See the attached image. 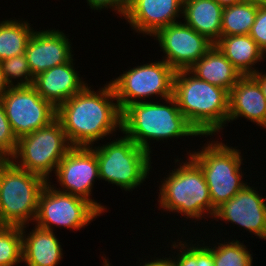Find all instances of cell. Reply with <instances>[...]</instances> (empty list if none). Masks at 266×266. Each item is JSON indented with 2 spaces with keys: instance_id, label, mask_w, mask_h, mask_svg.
Masks as SVG:
<instances>
[{
  "instance_id": "obj_1",
  "label": "cell",
  "mask_w": 266,
  "mask_h": 266,
  "mask_svg": "<svg viewBox=\"0 0 266 266\" xmlns=\"http://www.w3.org/2000/svg\"><path fill=\"white\" fill-rule=\"evenodd\" d=\"M91 89L87 84L56 108V118L72 147H92L117 128L122 131V111L111 83L97 92Z\"/></svg>"
},
{
  "instance_id": "obj_2",
  "label": "cell",
  "mask_w": 266,
  "mask_h": 266,
  "mask_svg": "<svg viewBox=\"0 0 266 266\" xmlns=\"http://www.w3.org/2000/svg\"><path fill=\"white\" fill-rule=\"evenodd\" d=\"M173 97L179 110L201 136L216 135L226 126L229 92L224 88L200 80L188 70H177Z\"/></svg>"
},
{
  "instance_id": "obj_3",
  "label": "cell",
  "mask_w": 266,
  "mask_h": 266,
  "mask_svg": "<svg viewBox=\"0 0 266 266\" xmlns=\"http://www.w3.org/2000/svg\"><path fill=\"white\" fill-rule=\"evenodd\" d=\"M164 101L163 104L151 100L134 103L122 112L121 132L149 154L152 152L149 140L201 137L179 110L173 96Z\"/></svg>"
},
{
  "instance_id": "obj_4",
  "label": "cell",
  "mask_w": 266,
  "mask_h": 266,
  "mask_svg": "<svg viewBox=\"0 0 266 266\" xmlns=\"http://www.w3.org/2000/svg\"><path fill=\"white\" fill-rule=\"evenodd\" d=\"M186 162H180L179 167L170 170L167 178L159 187L158 202L163 211L180 213L186 218L201 220L203 216L212 218L215 209L212 207L209 188L201 168L187 156ZM212 216V217H211Z\"/></svg>"
},
{
  "instance_id": "obj_5",
  "label": "cell",
  "mask_w": 266,
  "mask_h": 266,
  "mask_svg": "<svg viewBox=\"0 0 266 266\" xmlns=\"http://www.w3.org/2000/svg\"><path fill=\"white\" fill-rule=\"evenodd\" d=\"M236 148L213 140L207 142L198 152L187 151V155L204 174L214 209L230 200L248 184L242 180L241 165L244 164V157Z\"/></svg>"
},
{
  "instance_id": "obj_6",
  "label": "cell",
  "mask_w": 266,
  "mask_h": 266,
  "mask_svg": "<svg viewBox=\"0 0 266 266\" xmlns=\"http://www.w3.org/2000/svg\"><path fill=\"white\" fill-rule=\"evenodd\" d=\"M47 183L9 159L0 171V225L22 227L34 222L39 196Z\"/></svg>"
},
{
  "instance_id": "obj_7",
  "label": "cell",
  "mask_w": 266,
  "mask_h": 266,
  "mask_svg": "<svg viewBox=\"0 0 266 266\" xmlns=\"http://www.w3.org/2000/svg\"><path fill=\"white\" fill-rule=\"evenodd\" d=\"M93 149L98 162L99 180L125 191H133L149 178L151 155L125 135Z\"/></svg>"
},
{
  "instance_id": "obj_8",
  "label": "cell",
  "mask_w": 266,
  "mask_h": 266,
  "mask_svg": "<svg viewBox=\"0 0 266 266\" xmlns=\"http://www.w3.org/2000/svg\"><path fill=\"white\" fill-rule=\"evenodd\" d=\"M71 148L61 123L55 118L48 125L20 137L16 152L10 159L18 167L50 181V173L56 172L60 161Z\"/></svg>"
},
{
  "instance_id": "obj_9",
  "label": "cell",
  "mask_w": 266,
  "mask_h": 266,
  "mask_svg": "<svg viewBox=\"0 0 266 266\" xmlns=\"http://www.w3.org/2000/svg\"><path fill=\"white\" fill-rule=\"evenodd\" d=\"M175 72L162 60L135 66L113 78L110 83L120 110L123 112L129 105L144 102L153 95L163 100L172 97Z\"/></svg>"
},
{
  "instance_id": "obj_10",
  "label": "cell",
  "mask_w": 266,
  "mask_h": 266,
  "mask_svg": "<svg viewBox=\"0 0 266 266\" xmlns=\"http://www.w3.org/2000/svg\"><path fill=\"white\" fill-rule=\"evenodd\" d=\"M51 183L48 181L39 196L34 220L37 227L54 231V225L78 231L102 214L88 200L57 191Z\"/></svg>"
},
{
  "instance_id": "obj_11",
  "label": "cell",
  "mask_w": 266,
  "mask_h": 266,
  "mask_svg": "<svg viewBox=\"0 0 266 266\" xmlns=\"http://www.w3.org/2000/svg\"><path fill=\"white\" fill-rule=\"evenodd\" d=\"M12 131L19 139L56 118V108L31 86H13L1 97Z\"/></svg>"
},
{
  "instance_id": "obj_12",
  "label": "cell",
  "mask_w": 266,
  "mask_h": 266,
  "mask_svg": "<svg viewBox=\"0 0 266 266\" xmlns=\"http://www.w3.org/2000/svg\"><path fill=\"white\" fill-rule=\"evenodd\" d=\"M93 147H72L68 151L54 172L62 187L56 190L84 198L103 213L106 206L90 197L95 179L99 180L98 162Z\"/></svg>"
},
{
  "instance_id": "obj_13",
  "label": "cell",
  "mask_w": 266,
  "mask_h": 266,
  "mask_svg": "<svg viewBox=\"0 0 266 266\" xmlns=\"http://www.w3.org/2000/svg\"><path fill=\"white\" fill-rule=\"evenodd\" d=\"M152 37L158 41L160 51L165 55L162 60L175 71L188 70L214 45L181 21L160 28Z\"/></svg>"
},
{
  "instance_id": "obj_14",
  "label": "cell",
  "mask_w": 266,
  "mask_h": 266,
  "mask_svg": "<svg viewBox=\"0 0 266 266\" xmlns=\"http://www.w3.org/2000/svg\"><path fill=\"white\" fill-rule=\"evenodd\" d=\"M247 184L234 197L215 209L214 220L243 227L259 239L266 240V199Z\"/></svg>"
},
{
  "instance_id": "obj_15",
  "label": "cell",
  "mask_w": 266,
  "mask_h": 266,
  "mask_svg": "<svg viewBox=\"0 0 266 266\" xmlns=\"http://www.w3.org/2000/svg\"><path fill=\"white\" fill-rule=\"evenodd\" d=\"M67 37L58 29L36 30L32 33L24 54L34 77L73 59L72 45Z\"/></svg>"
},
{
  "instance_id": "obj_16",
  "label": "cell",
  "mask_w": 266,
  "mask_h": 266,
  "mask_svg": "<svg viewBox=\"0 0 266 266\" xmlns=\"http://www.w3.org/2000/svg\"><path fill=\"white\" fill-rule=\"evenodd\" d=\"M183 4L184 0H130L124 18L134 31L153 36L160 28L179 22Z\"/></svg>"
},
{
  "instance_id": "obj_17",
  "label": "cell",
  "mask_w": 266,
  "mask_h": 266,
  "mask_svg": "<svg viewBox=\"0 0 266 266\" xmlns=\"http://www.w3.org/2000/svg\"><path fill=\"white\" fill-rule=\"evenodd\" d=\"M73 61L74 59L65 64L54 66L36 75L33 79L32 86L35 90L55 108L80 92L87 85L86 81L79 77Z\"/></svg>"
},
{
  "instance_id": "obj_18",
  "label": "cell",
  "mask_w": 266,
  "mask_h": 266,
  "mask_svg": "<svg viewBox=\"0 0 266 266\" xmlns=\"http://www.w3.org/2000/svg\"><path fill=\"white\" fill-rule=\"evenodd\" d=\"M245 117L266 128V99L259 83L251 76H242L229 92L227 122Z\"/></svg>"
},
{
  "instance_id": "obj_19",
  "label": "cell",
  "mask_w": 266,
  "mask_h": 266,
  "mask_svg": "<svg viewBox=\"0 0 266 266\" xmlns=\"http://www.w3.org/2000/svg\"><path fill=\"white\" fill-rule=\"evenodd\" d=\"M26 227L27 225L21 227L22 262L27 266H57L63 258V249L54 231L35 225L27 235Z\"/></svg>"
},
{
  "instance_id": "obj_20",
  "label": "cell",
  "mask_w": 266,
  "mask_h": 266,
  "mask_svg": "<svg viewBox=\"0 0 266 266\" xmlns=\"http://www.w3.org/2000/svg\"><path fill=\"white\" fill-rule=\"evenodd\" d=\"M188 71L200 80L224 88L228 92L242 77L234 65L213 45Z\"/></svg>"
},
{
  "instance_id": "obj_21",
  "label": "cell",
  "mask_w": 266,
  "mask_h": 266,
  "mask_svg": "<svg viewBox=\"0 0 266 266\" xmlns=\"http://www.w3.org/2000/svg\"><path fill=\"white\" fill-rule=\"evenodd\" d=\"M223 7L215 0H184V23L215 44L221 38Z\"/></svg>"
},
{
  "instance_id": "obj_22",
  "label": "cell",
  "mask_w": 266,
  "mask_h": 266,
  "mask_svg": "<svg viewBox=\"0 0 266 266\" xmlns=\"http://www.w3.org/2000/svg\"><path fill=\"white\" fill-rule=\"evenodd\" d=\"M214 45L242 76L258 72L259 70L253 66L261 62L266 55L249 34L221 36Z\"/></svg>"
},
{
  "instance_id": "obj_23",
  "label": "cell",
  "mask_w": 266,
  "mask_h": 266,
  "mask_svg": "<svg viewBox=\"0 0 266 266\" xmlns=\"http://www.w3.org/2000/svg\"><path fill=\"white\" fill-rule=\"evenodd\" d=\"M30 24L19 19L0 22V61L25 53L27 42L35 31Z\"/></svg>"
},
{
  "instance_id": "obj_24",
  "label": "cell",
  "mask_w": 266,
  "mask_h": 266,
  "mask_svg": "<svg viewBox=\"0 0 266 266\" xmlns=\"http://www.w3.org/2000/svg\"><path fill=\"white\" fill-rule=\"evenodd\" d=\"M258 4L253 0L225 7L222 13L221 36L247 35L254 24Z\"/></svg>"
},
{
  "instance_id": "obj_25",
  "label": "cell",
  "mask_w": 266,
  "mask_h": 266,
  "mask_svg": "<svg viewBox=\"0 0 266 266\" xmlns=\"http://www.w3.org/2000/svg\"><path fill=\"white\" fill-rule=\"evenodd\" d=\"M190 241L191 243H186L187 241L172 242L171 247L173 250L176 248L179 251L176 257L173 256V259L171 258L174 266H214L212 250L207 244L205 246V241L202 245L198 243L200 241H197V244H193V240ZM176 243L178 244L176 245Z\"/></svg>"
},
{
  "instance_id": "obj_26",
  "label": "cell",
  "mask_w": 266,
  "mask_h": 266,
  "mask_svg": "<svg viewBox=\"0 0 266 266\" xmlns=\"http://www.w3.org/2000/svg\"><path fill=\"white\" fill-rule=\"evenodd\" d=\"M240 240L217 243L212 250L214 266H253V257L246 246ZM226 243V244H225Z\"/></svg>"
},
{
  "instance_id": "obj_27",
  "label": "cell",
  "mask_w": 266,
  "mask_h": 266,
  "mask_svg": "<svg viewBox=\"0 0 266 266\" xmlns=\"http://www.w3.org/2000/svg\"><path fill=\"white\" fill-rule=\"evenodd\" d=\"M22 262V228L0 225V266Z\"/></svg>"
},
{
  "instance_id": "obj_28",
  "label": "cell",
  "mask_w": 266,
  "mask_h": 266,
  "mask_svg": "<svg viewBox=\"0 0 266 266\" xmlns=\"http://www.w3.org/2000/svg\"><path fill=\"white\" fill-rule=\"evenodd\" d=\"M0 66L9 87L31 86L33 84L34 76L31 73L25 54L0 61ZM12 79L17 80L16 84Z\"/></svg>"
},
{
  "instance_id": "obj_29",
  "label": "cell",
  "mask_w": 266,
  "mask_h": 266,
  "mask_svg": "<svg viewBox=\"0 0 266 266\" xmlns=\"http://www.w3.org/2000/svg\"><path fill=\"white\" fill-rule=\"evenodd\" d=\"M17 144L18 139L12 131L0 99V154L10 159L16 152Z\"/></svg>"
},
{
  "instance_id": "obj_30",
  "label": "cell",
  "mask_w": 266,
  "mask_h": 266,
  "mask_svg": "<svg viewBox=\"0 0 266 266\" xmlns=\"http://www.w3.org/2000/svg\"><path fill=\"white\" fill-rule=\"evenodd\" d=\"M249 35L266 54V6H258L254 24Z\"/></svg>"
},
{
  "instance_id": "obj_31",
  "label": "cell",
  "mask_w": 266,
  "mask_h": 266,
  "mask_svg": "<svg viewBox=\"0 0 266 266\" xmlns=\"http://www.w3.org/2000/svg\"><path fill=\"white\" fill-rule=\"evenodd\" d=\"M92 10L111 8L121 17L125 16L130 0H86Z\"/></svg>"
},
{
  "instance_id": "obj_32",
  "label": "cell",
  "mask_w": 266,
  "mask_h": 266,
  "mask_svg": "<svg viewBox=\"0 0 266 266\" xmlns=\"http://www.w3.org/2000/svg\"><path fill=\"white\" fill-rule=\"evenodd\" d=\"M139 266H174L173 262L171 261V256H169V258L164 256L162 258H156L153 260H148V262H142L140 263Z\"/></svg>"
},
{
  "instance_id": "obj_33",
  "label": "cell",
  "mask_w": 266,
  "mask_h": 266,
  "mask_svg": "<svg viewBox=\"0 0 266 266\" xmlns=\"http://www.w3.org/2000/svg\"><path fill=\"white\" fill-rule=\"evenodd\" d=\"M251 76L259 83L262 93L266 99V73L258 71Z\"/></svg>"
},
{
  "instance_id": "obj_34",
  "label": "cell",
  "mask_w": 266,
  "mask_h": 266,
  "mask_svg": "<svg viewBox=\"0 0 266 266\" xmlns=\"http://www.w3.org/2000/svg\"><path fill=\"white\" fill-rule=\"evenodd\" d=\"M9 85L7 84L3 72L1 70V66H0V99L1 97L7 92V90L9 89Z\"/></svg>"
},
{
  "instance_id": "obj_35",
  "label": "cell",
  "mask_w": 266,
  "mask_h": 266,
  "mask_svg": "<svg viewBox=\"0 0 266 266\" xmlns=\"http://www.w3.org/2000/svg\"><path fill=\"white\" fill-rule=\"evenodd\" d=\"M223 8L244 2L246 0H215Z\"/></svg>"
},
{
  "instance_id": "obj_36",
  "label": "cell",
  "mask_w": 266,
  "mask_h": 266,
  "mask_svg": "<svg viewBox=\"0 0 266 266\" xmlns=\"http://www.w3.org/2000/svg\"><path fill=\"white\" fill-rule=\"evenodd\" d=\"M8 160L9 158L7 156L0 154V171Z\"/></svg>"
},
{
  "instance_id": "obj_37",
  "label": "cell",
  "mask_w": 266,
  "mask_h": 266,
  "mask_svg": "<svg viewBox=\"0 0 266 266\" xmlns=\"http://www.w3.org/2000/svg\"><path fill=\"white\" fill-rule=\"evenodd\" d=\"M255 1L258 5L266 6V0H253Z\"/></svg>"
}]
</instances>
